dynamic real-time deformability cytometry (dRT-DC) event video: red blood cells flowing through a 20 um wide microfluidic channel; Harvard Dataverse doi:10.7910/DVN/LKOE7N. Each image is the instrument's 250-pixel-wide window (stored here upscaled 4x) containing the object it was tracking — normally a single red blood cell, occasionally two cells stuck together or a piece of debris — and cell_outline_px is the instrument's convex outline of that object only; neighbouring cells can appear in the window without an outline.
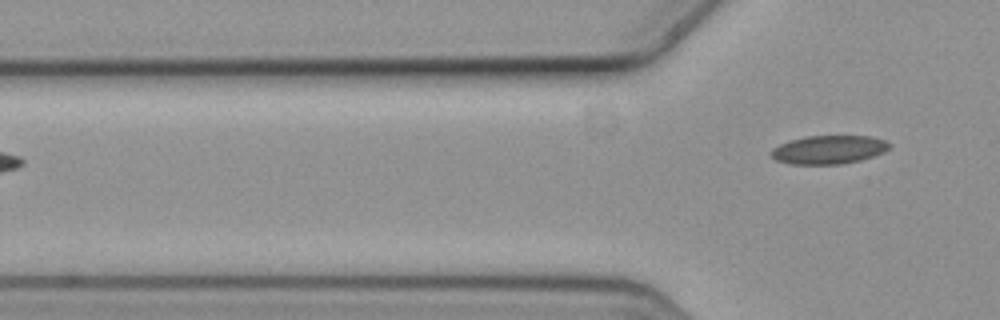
{"species": "common noctule bat (a hibernating species)", "species_latin": "Nyctalus noctula", "temperature_condition": "cold", "stored_images_in_passage": 5, "camera_frame_rate_fps": 3000, "um_per_image_px": 0.085, "animal": {"sex": "female", "body_mass_g": 19.3, "forearm_length_mm": 54.1}, "frame": {"image": 1, "passage_image": 5, "time_ms": 1.333, "image_size_px": [1000, 320], "cell_outline_px": [[892, 148], [884, 152], [860, 160], [840, 164], [792, 164], [776, 160], [768, 152], [772, 148], [788, 140], [804, 136], [872, 136], [884, 140], [892, 144]], "centroid_in_image_um": [70.44, 12.71], "position_along_channel_um": 55.4, "area_um2": 19.83}}